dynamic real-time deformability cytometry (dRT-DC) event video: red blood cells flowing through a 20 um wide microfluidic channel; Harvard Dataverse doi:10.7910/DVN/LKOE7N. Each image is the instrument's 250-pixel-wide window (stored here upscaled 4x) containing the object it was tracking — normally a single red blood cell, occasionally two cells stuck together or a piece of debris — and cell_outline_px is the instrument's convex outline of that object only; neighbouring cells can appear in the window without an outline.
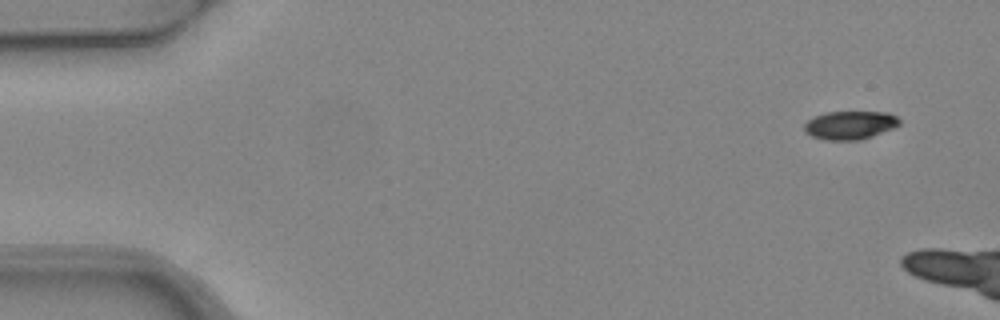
{"species": "common noctule bat (a hibernating species)", "species_latin": "Nyctalus noctula", "temperature_condition": "warm", "stored_images_in_passage": 3, "camera_frame_rate_fps": 3000, "um_per_image_px": 0.085, "animal": {"sex": "female", "body_mass_g": 24.6, "forearm_length_mm": 56.2}, "frame": {"image": 1, "passage_image": 1, "time_ms": 0.0, "image_size_px": [1000, 320], "cell_outline_px": [[900, 124], [892, 128], [872, 136], [860, 140], [824, 140], [812, 136], [804, 132], [804, 124], [808, 120], [824, 112], [888, 112], [896, 116], [900, 120]], "centroid_in_image_um": [72.23, 10.64], "position_along_channel_um": 12.8, "area_um2": 15.72}}